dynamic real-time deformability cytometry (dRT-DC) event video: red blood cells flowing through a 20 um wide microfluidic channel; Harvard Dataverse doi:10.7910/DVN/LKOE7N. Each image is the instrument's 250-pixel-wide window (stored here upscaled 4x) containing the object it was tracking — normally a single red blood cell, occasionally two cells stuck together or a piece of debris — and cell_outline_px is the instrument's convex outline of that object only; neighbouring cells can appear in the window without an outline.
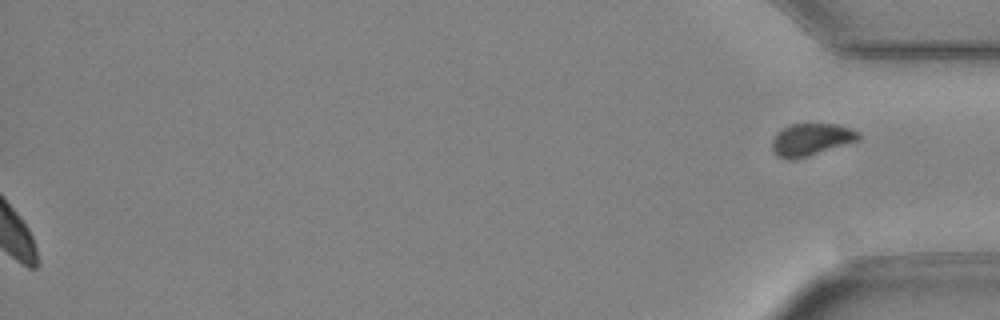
{"species": "Egyptian fruit bat (a non-hibernating species)", "species_latin": "Rousettus aegyptiacus", "temperature_condition": "cold", "stored_images_in_passage": 49, "segment_of_instrument_passage": [2, 2], "camera_frame_rate_fps": 3000, "um_per_image_px": 0.085, "animal": {"sex": "female"}, "frame": {"image": 1, "passage_image": 49, "time_ms": 16.0, "image_size_px": [1000, 320], "cell_outline_px": [[860, 140], [808, 156], [792, 160], [788, 160], [776, 156], [772, 152], [772, 140], [776, 132], [780, 128], [792, 124], [836, 124], [852, 128], [860, 132]], "centroid_in_image_um": [68.92, 11.86], "position_along_channel_um": 366.3, "area_um2": 16.53}}